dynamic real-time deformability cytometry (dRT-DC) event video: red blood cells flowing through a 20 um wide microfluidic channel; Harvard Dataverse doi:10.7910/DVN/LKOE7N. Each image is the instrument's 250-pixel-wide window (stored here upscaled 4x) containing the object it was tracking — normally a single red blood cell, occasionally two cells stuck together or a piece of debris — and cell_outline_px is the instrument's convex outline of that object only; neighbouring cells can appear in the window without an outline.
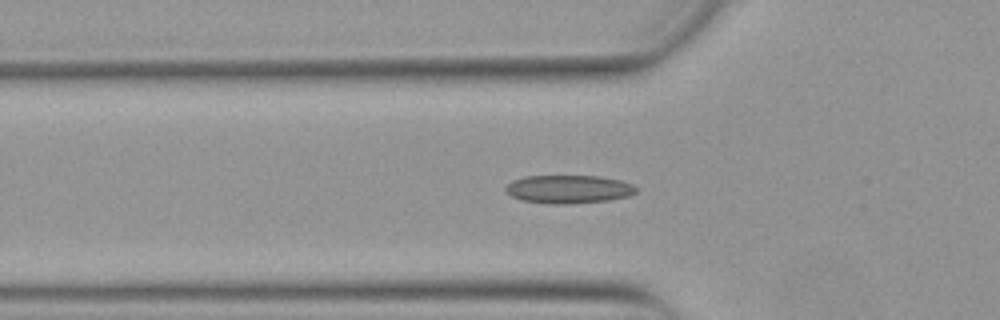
{"species": "Egyptian fruit bat (a non-hibernating species)", "species_latin": "Rousettus aegyptiacus", "temperature_condition": "warm", "stored_images_in_passage": 41, "camera_frame_rate_fps": 3000, "um_per_image_px": 0.085, "animal": {"sex": "female"}, "frame": {"image": 1, "passage_image": 5, "time_ms": 1.333, "image_size_px": [1000, 320], "cell_outline_px": [[636, 192], [628, 196], [608, 200], [564, 204], [552, 204], [520, 200], [512, 196], [504, 188], [512, 180], [524, 176], [600, 176], [620, 180], [632, 184], [636, 188]], "centroid_in_image_um": [48.31, 16.07], "position_along_channel_um": 77.5, "area_um2": 21.39}}
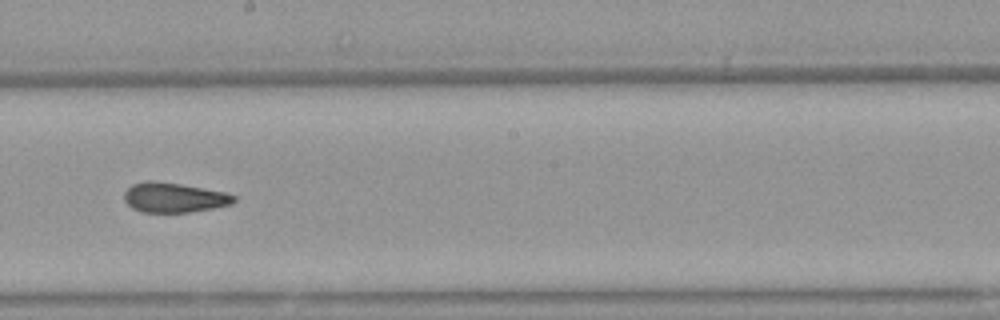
{"frame": {"image": 2, "passage_image": 17, "time_ms": 5.333, "image_size_px": [1000, 320], "cell_outline_px": [[236, 200], [232, 204], [192, 212], [140, 212], [132, 208], [124, 200], [124, 192], [132, 184], [148, 180], [156, 180], [228, 192], [236, 196]], "centroid_in_image_um": [14.8, 16.78], "position_along_channel_um": 233.4, "area_um2": 19.25}}
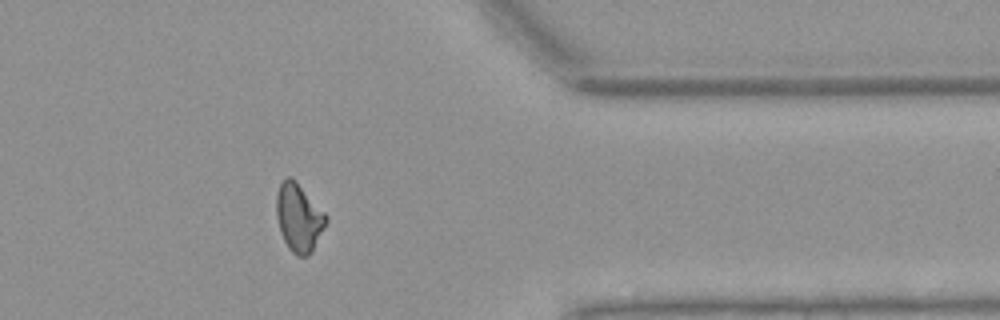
{"frame": {"image": 3, "passage_image": 30, "time_ms": 9.667, "image_size_px": [1000, 320], "cell_outline_px": [[328, 220], [312, 252], [308, 256], [296, 256], [288, 248], [280, 232], [276, 216], [276, 196], [280, 184], [288, 176], [292, 176], [296, 180], [328, 216]], "centroid_in_image_um": [25.4, 18.5], "position_along_channel_um": 386.0, "area_um2": 19.83}, "authors_computed_cell_mechanics": {"area_um2": 19.4208, "velocity_mm_per_s": 3.8856, "shape_relaxation_time_tau1_ms": null, "shape_relaxation_time_tau2_ms": 2.147, "deformation_change_tau1": null, "deformation_change_tau2": 0.085}}